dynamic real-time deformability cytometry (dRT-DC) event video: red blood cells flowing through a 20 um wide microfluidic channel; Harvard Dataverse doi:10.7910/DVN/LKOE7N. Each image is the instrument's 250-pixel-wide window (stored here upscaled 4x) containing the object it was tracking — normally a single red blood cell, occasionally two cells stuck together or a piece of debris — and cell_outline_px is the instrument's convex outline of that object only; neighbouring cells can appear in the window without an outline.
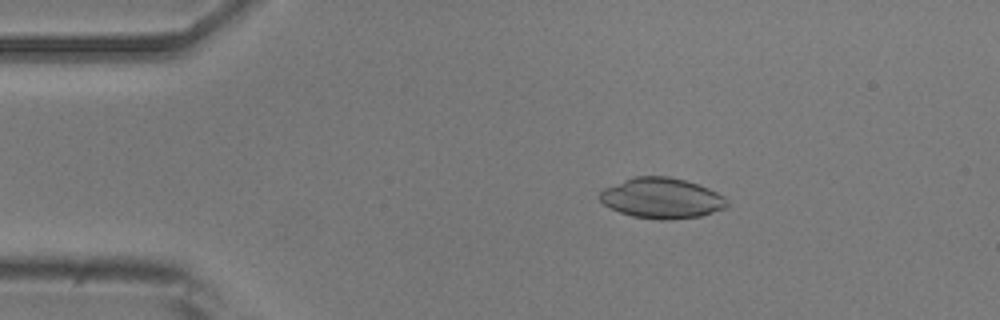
{"species": "common noctule bat (a hibernating species)", "species_latin": "Nyctalus noctula", "temperature_condition": "room temperature", "stored_images_in_passage": 5, "camera_frame_rate_fps": 3000, "um_per_image_px": 0.085, "animal": {"sex": "male", "body_mass_g": 20.5, "forearm_length_mm": 52.5}, "frame": {"image": 1, "passage_image": 3, "time_ms": 2.333, "image_size_px": [1000, 320], "cell_outline_px": [[728, 204], [724, 208], [700, 216], [668, 220], [660, 220], [632, 216], [620, 212], [604, 204], [600, 200], [600, 192], [604, 188], [632, 176], [668, 176], [684, 180], [708, 188], [724, 196], [728, 200]], "centroid_in_image_um": [56.24, 16.84], "position_along_channel_um": 28.8, "area_um2": 29.88}}